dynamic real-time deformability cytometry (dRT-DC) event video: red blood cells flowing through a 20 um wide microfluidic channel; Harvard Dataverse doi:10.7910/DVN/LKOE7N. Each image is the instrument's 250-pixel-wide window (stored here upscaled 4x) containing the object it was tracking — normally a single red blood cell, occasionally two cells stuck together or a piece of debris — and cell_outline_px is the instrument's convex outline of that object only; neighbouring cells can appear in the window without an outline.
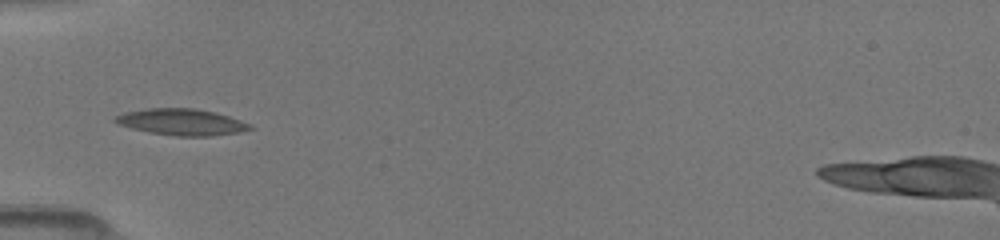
{"species": "common noctule bat (a hibernating species)", "species_latin": "Nyctalus noctula", "temperature_condition": "room temperature", "stored_images_in_passage": 48, "camera_frame_rate_fps": 3000, "um_per_image_px": 0.085, "animal": {"sex": "female", "body_mass_g": 19.5, "forearm_length_mm": 54.1}, "frame": {"image": 1, "passage_image": 1, "time_ms": 0.0, "image_size_px": [1000, 240], "cell_outline_px": [[252, 128], [236, 132], [212, 136], [176, 136], [148, 132], [132, 128], [120, 124], [112, 120], [116, 116], [124, 112], [148, 108], [192, 108], [212, 112], [228, 116], [248, 124]], "centroid_in_image_um": [15.36, 10.37], "position_along_channel_um": 69.6, "area_um2": 20.29}}
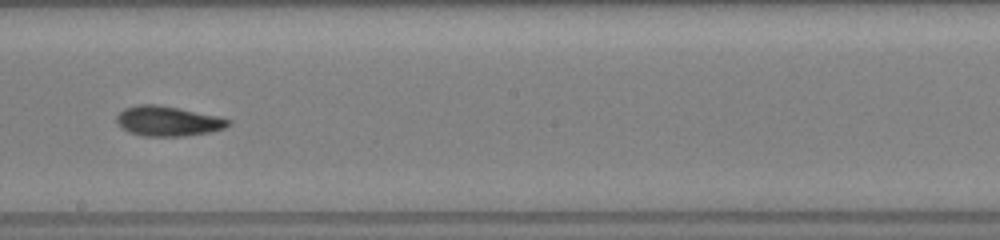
{"frame": {"image": 2, "passage_image": 22, "time_ms": 4.0, "image_size_px": [1000, 240], "cell_outline_px": [[232, 124], [224, 128], [212, 132], [184, 136], [144, 136], [128, 132], [116, 120], [116, 116], [124, 108], [140, 104], [156, 104], [216, 116], [232, 120]], "centroid_in_image_um": [14.29, 10.3], "position_along_channel_um": 233.9, "area_um2": 19.31}}
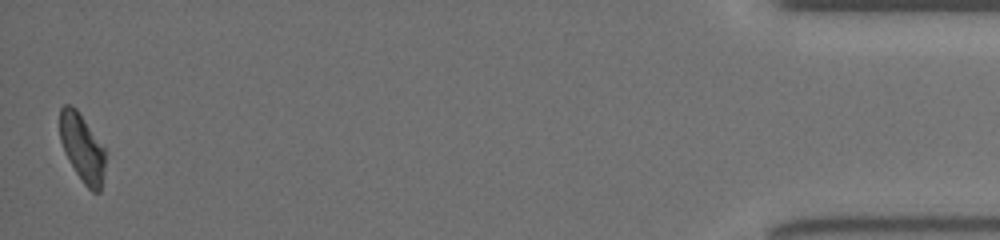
{"frame": {"image": 3, "passage_image": 48, "time_ms": 10.667, "image_size_px": [1000, 240], "cell_outline_px": [[104, 168], [100, 192], [92, 192], [84, 184], [76, 172], [64, 152], [60, 140], [60, 108], [64, 104], [72, 104], [76, 108], [104, 148]], "centroid_in_image_um": [6.96, 12.55], "position_along_channel_um": 428.2, "area_um2": 17.69}}